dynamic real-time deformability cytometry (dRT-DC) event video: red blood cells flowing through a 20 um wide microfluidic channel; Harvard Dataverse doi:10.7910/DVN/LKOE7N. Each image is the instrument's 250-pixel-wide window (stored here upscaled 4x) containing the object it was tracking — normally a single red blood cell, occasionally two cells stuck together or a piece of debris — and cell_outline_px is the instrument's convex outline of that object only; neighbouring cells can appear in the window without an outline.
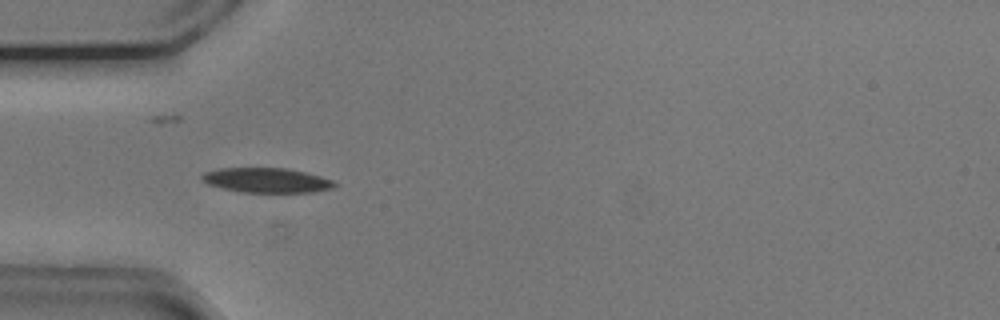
{"species": "common noctule bat (a hibernating species)", "species_latin": "Nyctalus noctula", "temperature_condition": "cold", "stored_images_in_passage": 14, "camera_frame_rate_fps": 3000, "um_per_image_px": 0.085, "animal": {"sex": "male", "body_mass_g": 20.5, "forearm_length_mm": 52.5}, "frame": {"image": 1, "passage_image": 8, "time_ms": 2.333, "image_size_px": [1000, 320], "cell_outline_px": [[336, 184], [332, 188], [312, 192], [240, 192], [208, 184], [200, 176], [204, 172], [220, 168], [288, 168], [320, 176], [332, 180]], "centroid_in_image_um": [22.65, 15.32], "position_along_channel_um": 62.3, "area_um2": 18.9}}